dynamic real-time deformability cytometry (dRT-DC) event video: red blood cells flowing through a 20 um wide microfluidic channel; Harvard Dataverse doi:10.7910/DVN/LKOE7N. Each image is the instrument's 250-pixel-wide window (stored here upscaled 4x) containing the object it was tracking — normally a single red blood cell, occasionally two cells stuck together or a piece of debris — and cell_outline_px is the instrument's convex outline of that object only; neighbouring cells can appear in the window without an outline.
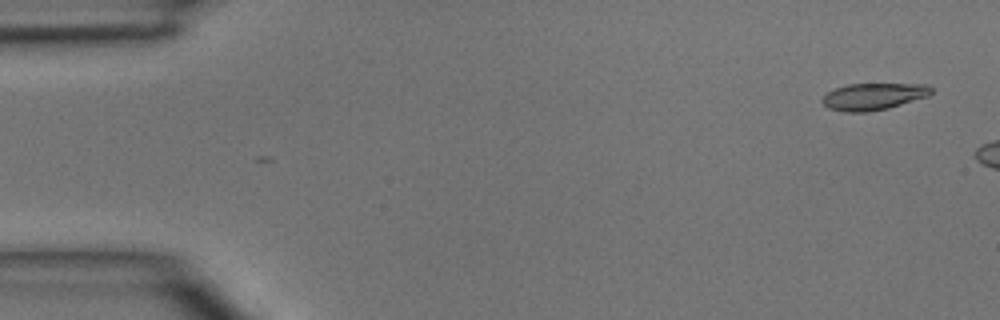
{"species": "common noctule bat (a hibernating species)", "species_latin": "Nyctalus noctula", "temperature_condition": "room temperature", "stored_images_in_passage": 2, "camera_frame_rate_fps": 3000, "um_per_image_px": 0.085, "animal": {"sex": "male", "body_mass_g": 15.6}, "frame": {"image": 1, "passage_image": 2, "time_ms": 0.333, "image_size_px": [1000, 320], "cell_outline_px": [[932, 92], [928, 96], [888, 108], [864, 112], [844, 112], [828, 108], [820, 100], [828, 92], [836, 88], [848, 84], [928, 84], [932, 88]], "centroid_in_image_um": [74.24, 8.2], "position_along_channel_um": 10.8, "area_um2": 16.94}}